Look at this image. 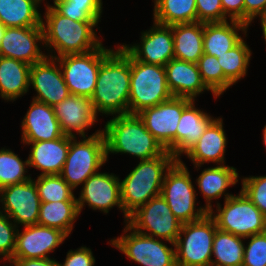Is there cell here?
Masks as SVG:
<instances>
[{
  "instance_id": "cell-43",
  "label": "cell",
  "mask_w": 266,
  "mask_h": 266,
  "mask_svg": "<svg viewBox=\"0 0 266 266\" xmlns=\"http://www.w3.org/2000/svg\"><path fill=\"white\" fill-rule=\"evenodd\" d=\"M95 258L90 248L80 247L75 251H69L65 262L59 266H94Z\"/></svg>"
},
{
  "instance_id": "cell-50",
  "label": "cell",
  "mask_w": 266,
  "mask_h": 266,
  "mask_svg": "<svg viewBox=\"0 0 266 266\" xmlns=\"http://www.w3.org/2000/svg\"><path fill=\"white\" fill-rule=\"evenodd\" d=\"M35 1L40 5L41 1L43 0H35Z\"/></svg>"
},
{
  "instance_id": "cell-3",
  "label": "cell",
  "mask_w": 266,
  "mask_h": 266,
  "mask_svg": "<svg viewBox=\"0 0 266 266\" xmlns=\"http://www.w3.org/2000/svg\"><path fill=\"white\" fill-rule=\"evenodd\" d=\"M45 22L42 19L45 47L54 48L57 58L67 54H83L97 49L102 43L93 30L99 21H74L46 5ZM45 23V24H44ZM97 37V38H96Z\"/></svg>"
},
{
  "instance_id": "cell-27",
  "label": "cell",
  "mask_w": 266,
  "mask_h": 266,
  "mask_svg": "<svg viewBox=\"0 0 266 266\" xmlns=\"http://www.w3.org/2000/svg\"><path fill=\"white\" fill-rule=\"evenodd\" d=\"M31 65L0 56V96L15 101L29 91Z\"/></svg>"
},
{
  "instance_id": "cell-18",
  "label": "cell",
  "mask_w": 266,
  "mask_h": 266,
  "mask_svg": "<svg viewBox=\"0 0 266 266\" xmlns=\"http://www.w3.org/2000/svg\"><path fill=\"white\" fill-rule=\"evenodd\" d=\"M77 200L79 213L85 203L93 210L108 213L110 208L117 206L123 212L120 192V179L114 174L99 173L90 176L81 189Z\"/></svg>"
},
{
  "instance_id": "cell-6",
  "label": "cell",
  "mask_w": 266,
  "mask_h": 266,
  "mask_svg": "<svg viewBox=\"0 0 266 266\" xmlns=\"http://www.w3.org/2000/svg\"><path fill=\"white\" fill-rule=\"evenodd\" d=\"M172 97L167 86L165 66L146 64L131 56L129 113L138 114Z\"/></svg>"
},
{
  "instance_id": "cell-49",
  "label": "cell",
  "mask_w": 266,
  "mask_h": 266,
  "mask_svg": "<svg viewBox=\"0 0 266 266\" xmlns=\"http://www.w3.org/2000/svg\"><path fill=\"white\" fill-rule=\"evenodd\" d=\"M263 142L266 146V125L264 126V129H263Z\"/></svg>"
},
{
  "instance_id": "cell-32",
  "label": "cell",
  "mask_w": 266,
  "mask_h": 266,
  "mask_svg": "<svg viewBox=\"0 0 266 266\" xmlns=\"http://www.w3.org/2000/svg\"><path fill=\"white\" fill-rule=\"evenodd\" d=\"M154 22L175 25L197 22L196 0H154Z\"/></svg>"
},
{
  "instance_id": "cell-34",
  "label": "cell",
  "mask_w": 266,
  "mask_h": 266,
  "mask_svg": "<svg viewBox=\"0 0 266 266\" xmlns=\"http://www.w3.org/2000/svg\"><path fill=\"white\" fill-rule=\"evenodd\" d=\"M251 50L242 39L231 50L217 57L225 75V91L247 74Z\"/></svg>"
},
{
  "instance_id": "cell-1",
  "label": "cell",
  "mask_w": 266,
  "mask_h": 266,
  "mask_svg": "<svg viewBox=\"0 0 266 266\" xmlns=\"http://www.w3.org/2000/svg\"><path fill=\"white\" fill-rule=\"evenodd\" d=\"M112 51L102 62L91 97L93 108L106 115L129 113L131 55L122 47Z\"/></svg>"
},
{
  "instance_id": "cell-48",
  "label": "cell",
  "mask_w": 266,
  "mask_h": 266,
  "mask_svg": "<svg viewBox=\"0 0 266 266\" xmlns=\"http://www.w3.org/2000/svg\"><path fill=\"white\" fill-rule=\"evenodd\" d=\"M6 28L1 22H0V43H1V40H2V37L4 36V33L6 31Z\"/></svg>"
},
{
  "instance_id": "cell-8",
  "label": "cell",
  "mask_w": 266,
  "mask_h": 266,
  "mask_svg": "<svg viewBox=\"0 0 266 266\" xmlns=\"http://www.w3.org/2000/svg\"><path fill=\"white\" fill-rule=\"evenodd\" d=\"M216 230L215 220L209 213L200 220L182 224L179 236L174 243L176 265L211 266L212 245Z\"/></svg>"
},
{
  "instance_id": "cell-26",
  "label": "cell",
  "mask_w": 266,
  "mask_h": 266,
  "mask_svg": "<svg viewBox=\"0 0 266 266\" xmlns=\"http://www.w3.org/2000/svg\"><path fill=\"white\" fill-rule=\"evenodd\" d=\"M193 100L183 111L176 131V159H180L198 141L208 125L215 119L195 108Z\"/></svg>"
},
{
  "instance_id": "cell-4",
  "label": "cell",
  "mask_w": 266,
  "mask_h": 266,
  "mask_svg": "<svg viewBox=\"0 0 266 266\" xmlns=\"http://www.w3.org/2000/svg\"><path fill=\"white\" fill-rule=\"evenodd\" d=\"M176 160L173 155L140 160L139 164L120 182L125 223L139 207L150 199L160 196L166 172Z\"/></svg>"
},
{
  "instance_id": "cell-39",
  "label": "cell",
  "mask_w": 266,
  "mask_h": 266,
  "mask_svg": "<svg viewBox=\"0 0 266 266\" xmlns=\"http://www.w3.org/2000/svg\"><path fill=\"white\" fill-rule=\"evenodd\" d=\"M241 180V191L266 217V176H250Z\"/></svg>"
},
{
  "instance_id": "cell-9",
  "label": "cell",
  "mask_w": 266,
  "mask_h": 266,
  "mask_svg": "<svg viewBox=\"0 0 266 266\" xmlns=\"http://www.w3.org/2000/svg\"><path fill=\"white\" fill-rule=\"evenodd\" d=\"M224 202L223 207L217 203V214L208 212L217 229L244 238L266 231V217L242 191Z\"/></svg>"
},
{
  "instance_id": "cell-33",
  "label": "cell",
  "mask_w": 266,
  "mask_h": 266,
  "mask_svg": "<svg viewBox=\"0 0 266 266\" xmlns=\"http://www.w3.org/2000/svg\"><path fill=\"white\" fill-rule=\"evenodd\" d=\"M244 237L216 230L212 245L211 266H242L244 255Z\"/></svg>"
},
{
  "instance_id": "cell-24",
  "label": "cell",
  "mask_w": 266,
  "mask_h": 266,
  "mask_svg": "<svg viewBox=\"0 0 266 266\" xmlns=\"http://www.w3.org/2000/svg\"><path fill=\"white\" fill-rule=\"evenodd\" d=\"M227 144L223 129V119H214L198 139L184 154L192 161L194 166L201 167L204 163L225 164L224 153Z\"/></svg>"
},
{
  "instance_id": "cell-12",
  "label": "cell",
  "mask_w": 266,
  "mask_h": 266,
  "mask_svg": "<svg viewBox=\"0 0 266 266\" xmlns=\"http://www.w3.org/2000/svg\"><path fill=\"white\" fill-rule=\"evenodd\" d=\"M124 233L127 234L111 239L110 243L130 260L143 266H177L175 248H169L162 240L136 232L127 223Z\"/></svg>"
},
{
  "instance_id": "cell-25",
  "label": "cell",
  "mask_w": 266,
  "mask_h": 266,
  "mask_svg": "<svg viewBox=\"0 0 266 266\" xmlns=\"http://www.w3.org/2000/svg\"><path fill=\"white\" fill-rule=\"evenodd\" d=\"M249 26L240 21H227L203 23V48L204 53L218 57L236 46L243 38L239 30L247 35Z\"/></svg>"
},
{
  "instance_id": "cell-28",
  "label": "cell",
  "mask_w": 266,
  "mask_h": 266,
  "mask_svg": "<svg viewBox=\"0 0 266 266\" xmlns=\"http://www.w3.org/2000/svg\"><path fill=\"white\" fill-rule=\"evenodd\" d=\"M238 172L236 168L228 165H217L215 167L206 168L196 179L199 190L206 199L204 208L207 212L212 209L211 200L218 199L225 195V199L232 194L225 193L226 189L238 182Z\"/></svg>"
},
{
  "instance_id": "cell-47",
  "label": "cell",
  "mask_w": 266,
  "mask_h": 266,
  "mask_svg": "<svg viewBox=\"0 0 266 266\" xmlns=\"http://www.w3.org/2000/svg\"><path fill=\"white\" fill-rule=\"evenodd\" d=\"M259 17L261 18L260 23L262 26L263 36L266 42V10Z\"/></svg>"
},
{
  "instance_id": "cell-19",
  "label": "cell",
  "mask_w": 266,
  "mask_h": 266,
  "mask_svg": "<svg viewBox=\"0 0 266 266\" xmlns=\"http://www.w3.org/2000/svg\"><path fill=\"white\" fill-rule=\"evenodd\" d=\"M68 236L55 228L34 224L17 230L13 258L46 259Z\"/></svg>"
},
{
  "instance_id": "cell-37",
  "label": "cell",
  "mask_w": 266,
  "mask_h": 266,
  "mask_svg": "<svg viewBox=\"0 0 266 266\" xmlns=\"http://www.w3.org/2000/svg\"><path fill=\"white\" fill-rule=\"evenodd\" d=\"M27 166L28 160L22 161L10 149H0V189L31 179L30 175H25Z\"/></svg>"
},
{
  "instance_id": "cell-13",
  "label": "cell",
  "mask_w": 266,
  "mask_h": 266,
  "mask_svg": "<svg viewBox=\"0 0 266 266\" xmlns=\"http://www.w3.org/2000/svg\"><path fill=\"white\" fill-rule=\"evenodd\" d=\"M193 100L172 97L170 100L148 107L138 113L145 128L176 158V131L182 111Z\"/></svg>"
},
{
  "instance_id": "cell-15",
  "label": "cell",
  "mask_w": 266,
  "mask_h": 266,
  "mask_svg": "<svg viewBox=\"0 0 266 266\" xmlns=\"http://www.w3.org/2000/svg\"><path fill=\"white\" fill-rule=\"evenodd\" d=\"M141 35V44L122 45L135 60L165 66L174 58L172 25L154 22L151 29Z\"/></svg>"
},
{
  "instance_id": "cell-20",
  "label": "cell",
  "mask_w": 266,
  "mask_h": 266,
  "mask_svg": "<svg viewBox=\"0 0 266 266\" xmlns=\"http://www.w3.org/2000/svg\"><path fill=\"white\" fill-rule=\"evenodd\" d=\"M53 109L61 131L67 136L75 137L76 134L73 133L75 131L79 136L86 137L85 130L97 121L98 115L93 108L91 98L88 97L70 94Z\"/></svg>"
},
{
  "instance_id": "cell-40",
  "label": "cell",
  "mask_w": 266,
  "mask_h": 266,
  "mask_svg": "<svg viewBox=\"0 0 266 266\" xmlns=\"http://www.w3.org/2000/svg\"><path fill=\"white\" fill-rule=\"evenodd\" d=\"M249 244L244 246L242 266H266V231L246 237Z\"/></svg>"
},
{
  "instance_id": "cell-46",
  "label": "cell",
  "mask_w": 266,
  "mask_h": 266,
  "mask_svg": "<svg viewBox=\"0 0 266 266\" xmlns=\"http://www.w3.org/2000/svg\"><path fill=\"white\" fill-rule=\"evenodd\" d=\"M9 263L12 266H59V262L54 260V258L53 259L51 258H46V259L13 258L9 261Z\"/></svg>"
},
{
  "instance_id": "cell-14",
  "label": "cell",
  "mask_w": 266,
  "mask_h": 266,
  "mask_svg": "<svg viewBox=\"0 0 266 266\" xmlns=\"http://www.w3.org/2000/svg\"><path fill=\"white\" fill-rule=\"evenodd\" d=\"M2 210L15 224L31 226L38 223L41 200L34 180L0 189Z\"/></svg>"
},
{
  "instance_id": "cell-36",
  "label": "cell",
  "mask_w": 266,
  "mask_h": 266,
  "mask_svg": "<svg viewBox=\"0 0 266 266\" xmlns=\"http://www.w3.org/2000/svg\"><path fill=\"white\" fill-rule=\"evenodd\" d=\"M34 182L41 202L77 201L73 189L60 175H39Z\"/></svg>"
},
{
  "instance_id": "cell-5",
  "label": "cell",
  "mask_w": 266,
  "mask_h": 266,
  "mask_svg": "<svg viewBox=\"0 0 266 266\" xmlns=\"http://www.w3.org/2000/svg\"><path fill=\"white\" fill-rule=\"evenodd\" d=\"M106 140L102 130L77 141L70 136L67 158L60 176L74 190L105 164Z\"/></svg>"
},
{
  "instance_id": "cell-38",
  "label": "cell",
  "mask_w": 266,
  "mask_h": 266,
  "mask_svg": "<svg viewBox=\"0 0 266 266\" xmlns=\"http://www.w3.org/2000/svg\"><path fill=\"white\" fill-rule=\"evenodd\" d=\"M197 66L206 87L219 97L225 91V75L215 56L203 54L197 62Z\"/></svg>"
},
{
  "instance_id": "cell-29",
  "label": "cell",
  "mask_w": 266,
  "mask_h": 266,
  "mask_svg": "<svg viewBox=\"0 0 266 266\" xmlns=\"http://www.w3.org/2000/svg\"><path fill=\"white\" fill-rule=\"evenodd\" d=\"M174 39V58L197 63L204 54L203 23H184L172 25Z\"/></svg>"
},
{
  "instance_id": "cell-21",
  "label": "cell",
  "mask_w": 266,
  "mask_h": 266,
  "mask_svg": "<svg viewBox=\"0 0 266 266\" xmlns=\"http://www.w3.org/2000/svg\"><path fill=\"white\" fill-rule=\"evenodd\" d=\"M21 125L22 142L54 140L64 135L53 107L34 99Z\"/></svg>"
},
{
  "instance_id": "cell-2",
  "label": "cell",
  "mask_w": 266,
  "mask_h": 266,
  "mask_svg": "<svg viewBox=\"0 0 266 266\" xmlns=\"http://www.w3.org/2000/svg\"><path fill=\"white\" fill-rule=\"evenodd\" d=\"M106 140V158L110 153L131 154L140 160L173 155L145 128L138 114L113 116L102 130Z\"/></svg>"
},
{
  "instance_id": "cell-42",
  "label": "cell",
  "mask_w": 266,
  "mask_h": 266,
  "mask_svg": "<svg viewBox=\"0 0 266 266\" xmlns=\"http://www.w3.org/2000/svg\"><path fill=\"white\" fill-rule=\"evenodd\" d=\"M197 22L213 23L227 21L221 0H196Z\"/></svg>"
},
{
  "instance_id": "cell-35",
  "label": "cell",
  "mask_w": 266,
  "mask_h": 266,
  "mask_svg": "<svg viewBox=\"0 0 266 266\" xmlns=\"http://www.w3.org/2000/svg\"><path fill=\"white\" fill-rule=\"evenodd\" d=\"M59 14L74 21H100L102 0H53Z\"/></svg>"
},
{
  "instance_id": "cell-17",
  "label": "cell",
  "mask_w": 266,
  "mask_h": 266,
  "mask_svg": "<svg viewBox=\"0 0 266 266\" xmlns=\"http://www.w3.org/2000/svg\"><path fill=\"white\" fill-rule=\"evenodd\" d=\"M38 42L44 43L42 26L7 27L0 43V56L33 65L47 56Z\"/></svg>"
},
{
  "instance_id": "cell-10",
  "label": "cell",
  "mask_w": 266,
  "mask_h": 266,
  "mask_svg": "<svg viewBox=\"0 0 266 266\" xmlns=\"http://www.w3.org/2000/svg\"><path fill=\"white\" fill-rule=\"evenodd\" d=\"M112 51L101 44L87 53L67 54L56 58L71 95L88 98L93 96L101 62Z\"/></svg>"
},
{
  "instance_id": "cell-7",
  "label": "cell",
  "mask_w": 266,
  "mask_h": 266,
  "mask_svg": "<svg viewBox=\"0 0 266 266\" xmlns=\"http://www.w3.org/2000/svg\"><path fill=\"white\" fill-rule=\"evenodd\" d=\"M160 195L182 224L200 220L208 213L201 206L195 209L197 195L188 168L181 158L166 172Z\"/></svg>"
},
{
  "instance_id": "cell-23",
  "label": "cell",
  "mask_w": 266,
  "mask_h": 266,
  "mask_svg": "<svg viewBox=\"0 0 266 266\" xmlns=\"http://www.w3.org/2000/svg\"><path fill=\"white\" fill-rule=\"evenodd\" d=\"M32 145L28 167L41 170L40 175H60L67 158L70 136L63 135L54 140L22 142Z\"/></svg>"
},
{
  "instance_id": "cell-41",
  "label": "cell",
  "mask_w": 266,
  "mask_h": 266,
  "mask_svg": "<svg viewBox=\"0 0 266 266\" xmlns=\"http://www.w3.org/2000/svg\"><path fill=\"white\" fill-rule=\"evenodd\" d=\"M9 220L11 219L0 211V257L3 256L5 262L13 259L18 230V226Z\"/></svg>"
},
{
  "instance_id": "cell-30",
  "label": "cell",
  "mask_w": 266,
  "mask_h": 266,
  "mask_svg": "<svg viewBox=\"0 0 266 266\" xmlns=\"http://www.w3.org/2000/svg\"><path fill=\"white\" fill-rule=\"evenodd\" d=\"M35 0H0V22L5 27L42 26Z\"/></svg>"
},
{
  "instance_id": "cell-44",
  "label": "cell",
  "mask_w": 266,
  "mask_h": 266,
  "mask_svg": "<svg viewBox=\"0 0 266 266\" xmlns=\"http://www.w3.org/2000/svg\"><path fill=\"white\" fill-rule=\"evenodd\" d=\"M224 14L230 20L244 22V0H221Z\"/></svg>"
},
{
  "instance_id": "cell-31",
  "label": "cell",
  "mask_w": 266,
  "mask_h": 266,
  "mask_svg": "<svg viewBox=\"0 0 266 266\" xmlns=\"http://www.w3.org/2000/svg\"><path fill=\"white\" fill-rule=\"evenodd\" d=\"M79 214L77 201L41 202L37 224L58 229L69 236Z\"/></svg>"
},
{
  "instance_id": "cell-45",
  "label": "cell",
  "mask_w": 266,
  "mask_h": 266,
  "mask_svg": "<svg viewBox=\"0 0 266 266\" xmlns=\"http://www.w3.org/2000/svg\"><path fill=\"white\" fill-rule=\"evenodd\" d=\"M266 10V0H244V23L248 26Z\"/></svg>"
},
{
  "instance_id": "cell-11",
  "label": "cell",
  "mask_w": 266,
  "mask_h": 266,
  "mask_svg": "<svg viewBox=\"0 0 266 266\" xmlns=\"http://www.w3.org/2000/svg\"><path fill=\"white\" fill-rule=\"evenodd\" d=\"M127 224L136 232L158 239L161 238L173 247H175L174 243L182 226V223L174 216L161 195L150 199L139 207L129 216Z\"/></svg>"
},
{
  "instance_id": "cell-16",
  "label": "cell",
  "mask_w": 266,
  "mask_h": 266,
  "mask_svg": "<svg viewBox=\"0 0 266 266\" xmlns=\"http://www.w3.org/2000/svg\"><path fill=\"white\" fill-rule=\"evenodd\" d=\"M56 62V63H55ZM59 66V67H57ZM37 92L33 99L54 107L66 99L70 92L57 59L46 56L30 67V87Z\"/></svg>"
},
{
  "instance_id": "cell-22",
  "label": "cell",
  "mask_w": 266,
  "mask_h": 266,
  "mask_svg": "<svg viewBox=\"0 0 266 266\" xmlns=\"http://www.w3.org/2000/svg\"><path fill=\"white\" fill-rule=\"evenodd\" d=\"M166 80L173 97L188 98L195 101V97L210 91L202 81L197 63L173 58L165 65Z\"/></svg>"
}]
</instances>
